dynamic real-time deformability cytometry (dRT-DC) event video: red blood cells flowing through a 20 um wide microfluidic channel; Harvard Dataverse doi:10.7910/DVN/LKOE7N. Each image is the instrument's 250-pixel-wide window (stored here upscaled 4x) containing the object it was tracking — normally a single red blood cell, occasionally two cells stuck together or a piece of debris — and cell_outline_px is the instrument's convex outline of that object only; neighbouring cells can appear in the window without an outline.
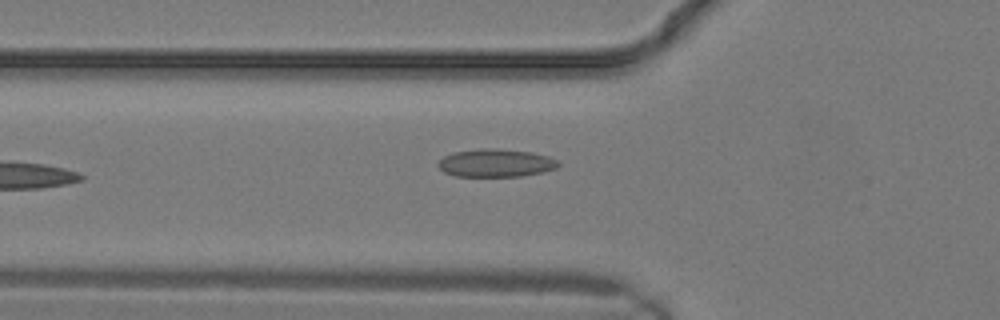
{"species": "common noctule bat (a hibernating species)", "species_latin": "Nyctalus noctula", "temperature_condition": "warm", "stored_images_in_passage": 11, "camera_frame_rate_fps": 3000, "um_per_image_px": 0.085, "animal": {"sex": "male", "body_mass_g": 19.2, "forearm_length_mm": 51.8}, "frame": {"image": 1, "passage_image": 11, "time_ms": 3.333, "image_size_px": [1000, 320], "cell_outline_px": [[560, 164], [556, 168], [544, 172], [520, 176], [456, 176], [444, 172], [436, 164], [444, 156], [452, 152], [480, 148], [496, 148], [532, 152], [548, 156], [556, 160]], "centroid_in_image_um": [42.13, 13.84], "position_along_channel_um": 83.7, "area_um2": 19.65}}